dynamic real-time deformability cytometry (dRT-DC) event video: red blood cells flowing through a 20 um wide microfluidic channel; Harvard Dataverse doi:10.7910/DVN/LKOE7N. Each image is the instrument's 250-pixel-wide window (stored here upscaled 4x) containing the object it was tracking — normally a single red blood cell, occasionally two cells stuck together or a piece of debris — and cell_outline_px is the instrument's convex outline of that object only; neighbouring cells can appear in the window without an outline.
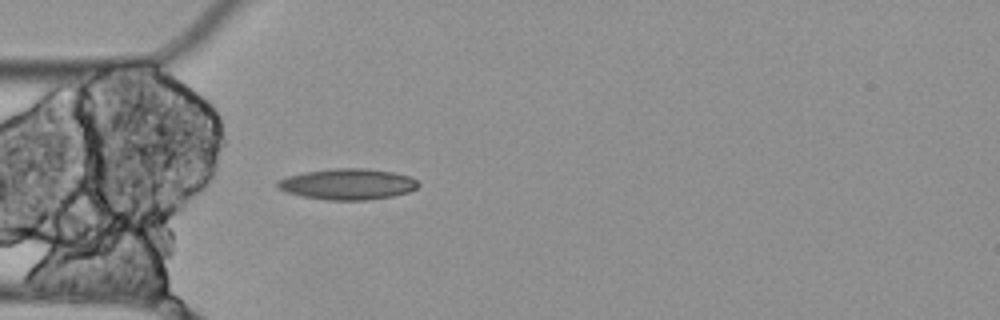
{"species": "Egyptian fruit bat (a non-hibernating species)", "species_latin": "Rousettus aegyptiacus", "temperature_condition": "cold", "stored_images_in_passage": 5, "camera_frame_rate_fps": 3000, "um_per_image_px": 0.085, "animal": {"sex": "female"}, "frame": {"image": 1, "passage_image": 5, "time_ms": 1.333, "image_size_px": [1000, 320], "cell_outline_px": [[420, 184], [416, 188], [408, 192], [392, 196], [368, 200], [328, 200], [300, 196], [288, 192], [280, 188], [276, 184], [276, 180], [288, 176], [304, 172], [336, 168], [368, 168], [392, 172], [408, 176], [416, 180]], "centroid_in_image_um": [29.55, 15.65], "position_along_channel_um": 55.5, "area_um2": 25.32}}